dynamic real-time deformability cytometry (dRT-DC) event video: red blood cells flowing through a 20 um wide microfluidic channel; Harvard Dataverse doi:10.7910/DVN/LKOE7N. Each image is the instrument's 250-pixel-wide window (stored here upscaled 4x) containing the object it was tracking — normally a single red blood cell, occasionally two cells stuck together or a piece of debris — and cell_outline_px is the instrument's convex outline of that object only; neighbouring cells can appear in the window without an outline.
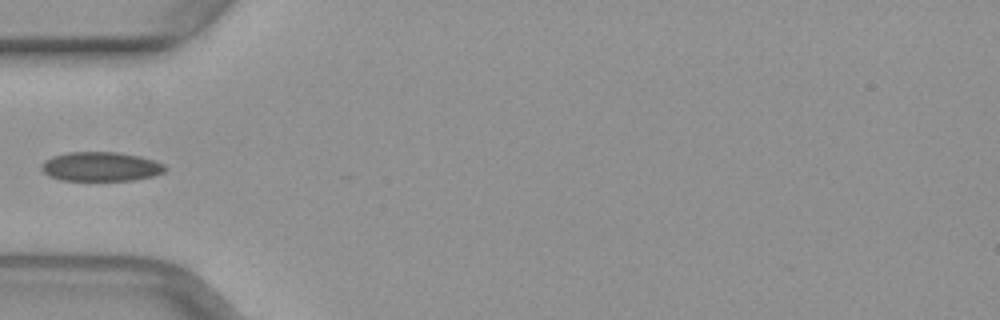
{"species": "common noctule bat (a hibernating species)", "species_latin": "Nyctalus noctula", "temperature_condition": "warm", "stored_images_in_passage": 4, "camera_frame_rate_fps": 3000, "um_per_image_px": 0.085, "animal": {"sex": "female", "body_mass_g": 29.2, "forearm_length_mm": 56.3}, "frame": {"image": 1, "passage_image": 1, "time_ms": 0.0, "image_size_px": [1000, 320], "cell_outline_px": [[168, 168], [164, 172], [152, 176], [132, 180], [60, 180], [48, 176], [40, 168], [40, 164], [44, 160], [52, 156], [68, 152], [116, 152], [140, 156], [156, 160], [164, 164]], "centroid_in_image_um": [8.55, 14.15], "position_along_channel_um": 76.4, "area_um2": 21.27}}
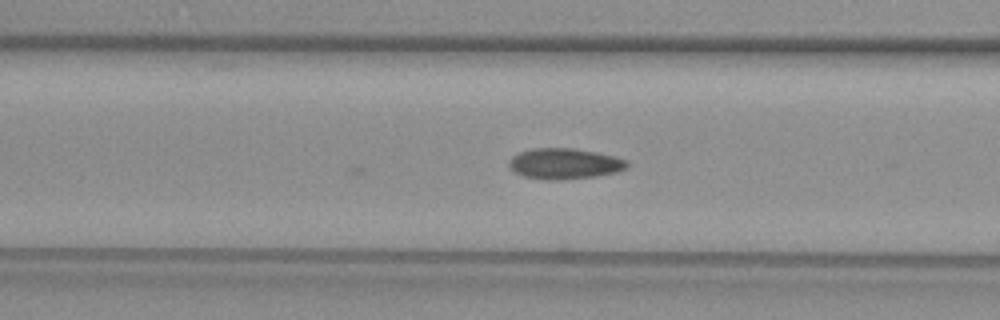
{"frame": {"image": 2, "passage_image": 4, "time_ms": 1.0, "image_size_px": [1000, 320], "cell_outline_px": [[628, 168], [616, 172], [596, 176], [556, 180], [544, 180], [524, 176], [512, 172], [508, 164], [508, 160], [512, 156], [520, 152], [532, 148], [572, 148], [596, 152], [616, 156], [628, 160]], "centroid_in_image_um": [47.97, 13.91], "position_along_channel_um": 118.6, "area_um2": 21.39}}